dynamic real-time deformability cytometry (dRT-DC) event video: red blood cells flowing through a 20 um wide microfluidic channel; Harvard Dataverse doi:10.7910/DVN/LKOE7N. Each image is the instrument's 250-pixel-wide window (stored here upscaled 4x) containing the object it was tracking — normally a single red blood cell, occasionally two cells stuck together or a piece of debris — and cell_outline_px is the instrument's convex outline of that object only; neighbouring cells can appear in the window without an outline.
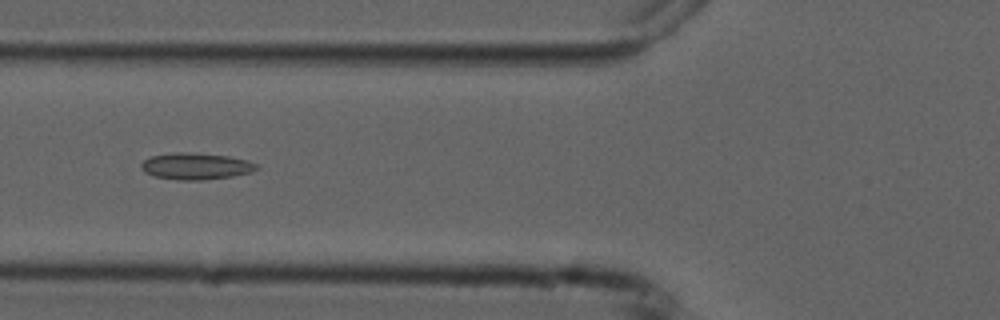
{"species": "common noctule bat (a hibernating species)", "species_latin": "Nyctalus noctula", "temperature_condition": "cold", "stored_images_in_passage": 6, "camera_frame_rate_fps": 3000, "um_per_image_px": 0.085, "animal": {"sex": "male", "forearm_length_mm": 52.5}, "frame": {"image": 1, "passage_image": 5, "time_ms": 4.333, "image_size_px": [1000, 320], "cell_outline_px": [[260, 168], [252, 172], [232, 176], [200, 180], [176, 180], [156, 176], [144, 172], [140, 168], [140, 164], [144, 160], [152, 156], [176, 152], [184, 152], [228, 156], [248, 160], [256, 164]], "centroid_in_image_um": [16.65, 14.13], "position_along_channel_um": 109.1, "area_um2": 17.8}}
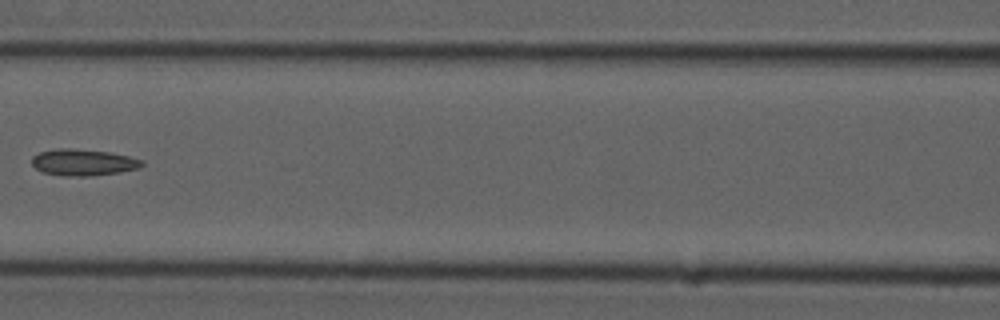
{"frame": {"image": 2, "passage_image": 6, "time_ms": 5.667, "image_size_px": [1000, 320], "cell_outline_px": [[144, 164], [140, 168], [120, 172], [92, 176], [64, 176], [44, 172], [36, 168], [32, 164], [32, 156], [40, 152], [56, 148], [72, 148], [108, 152], [128, 156], [144, 160]], "centroid_in_image_um": [7.09, 13.8], "position_along_channel_um": 159.5, "area_um2": 17.05}}